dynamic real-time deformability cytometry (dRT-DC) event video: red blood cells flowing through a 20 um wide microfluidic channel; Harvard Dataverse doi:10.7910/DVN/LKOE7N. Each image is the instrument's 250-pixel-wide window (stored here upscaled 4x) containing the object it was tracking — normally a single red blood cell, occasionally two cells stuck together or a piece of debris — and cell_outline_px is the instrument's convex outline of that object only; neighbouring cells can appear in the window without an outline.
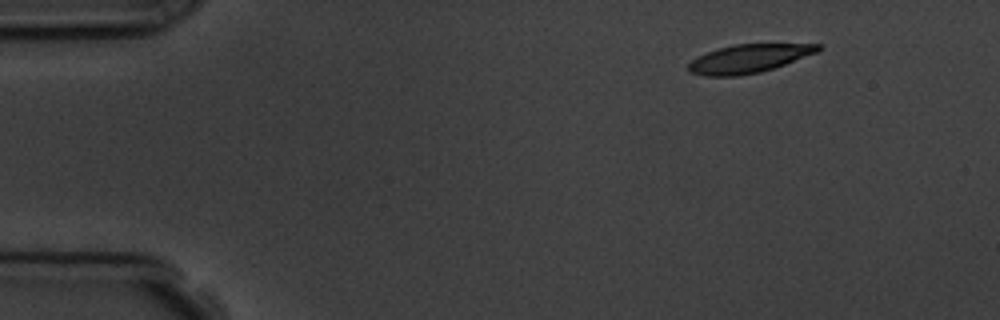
{"species": "common noctule bat (a hibernating species)", "species_latin": "Nyctalus noctula", "temperature_condition": "room temperature", "stored_images_in_passage": 5, "camera_frame_rate_fps": 3000, "um_per_image_px": 0.085, "animal": {"sex": "male", "body_mass_g": 19.5, "forearm_length_mm": 54.6}, "frame": {"image": 1, "passage_image": 1, "time_ms": 0.0, "image_size_px": [1000, 320], "cell_outline_px": [[820, 48], [816, 52], [784, 64], [760, 72], [740, 76], [704, 76], [688, 72], [688, 64], [696, 56], [716, 48], [736, 44], [820, 44]], "centroid_in_image_um": [63.55, 4.99], "position_along_channel_um": 21.5, "area_um2": 21.33}}
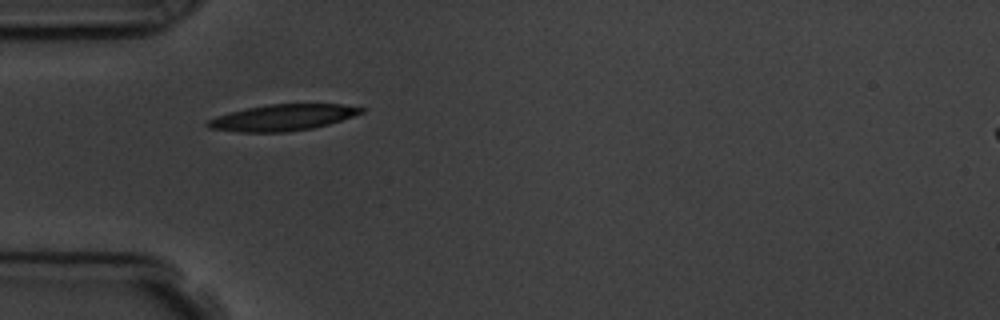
{"frame": {"image": 2, "passage_image": 4, "time_ms": 3.333, "image_size_px": [1000, 320], "cell_outline_px": [[364, 112], [328, 124], [312, 128], [288, 132], [236, 132], [208, 128], [204, 124], [208, 120], [216, 116], [248, 108], [268, 104], [344, 104], [364, 108]], "centroid_in_image_um": [24.0, 10.0], "position_along_channel_um": 61.0, "area_um2": 23.35}}